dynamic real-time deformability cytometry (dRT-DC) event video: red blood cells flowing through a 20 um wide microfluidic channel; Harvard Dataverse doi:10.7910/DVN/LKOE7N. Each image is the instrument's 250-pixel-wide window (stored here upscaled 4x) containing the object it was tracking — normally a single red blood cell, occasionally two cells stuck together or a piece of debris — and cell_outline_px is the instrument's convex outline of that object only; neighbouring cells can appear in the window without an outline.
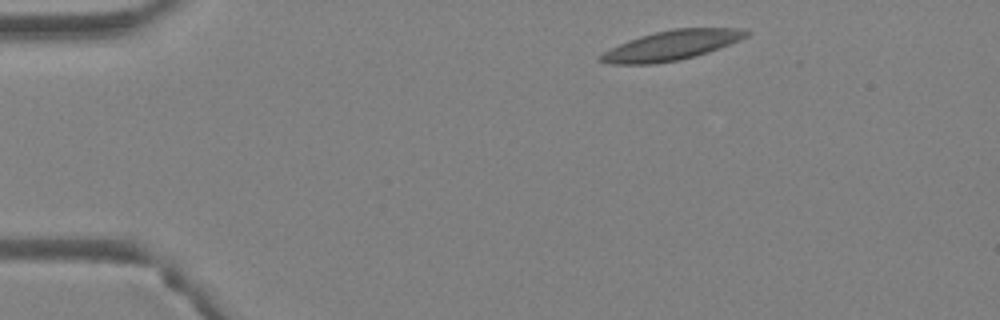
{"species": "Egyptian fruit bat (a non-hibernating species)", "species_latin": "Rousettus aegyptiacus", "temperature_condition": "warm", "stored_images_in_passage": 3, "camera_frame_rate_fps": 3000, "um_per_image_px": 0.085, "animal": {"sex": "female"}, "frame": {"image": 1, "passage_image": 1, "time_ms": 0.0, "image_size_px": [1000, 320], "cell_outline_px": [[752, 32], [748, 36], [740, 40], [708, 52], [696, 56], [680, 60], [652, 64], [612, 64], [600, 60], [596, 56], [628, 40], [640, 36], [672, 28], [744, 28]], "centroid_in_image_um": [57.12, 3.85], "position_along_channel_um": 27.9, "area_um2": 25.2}}
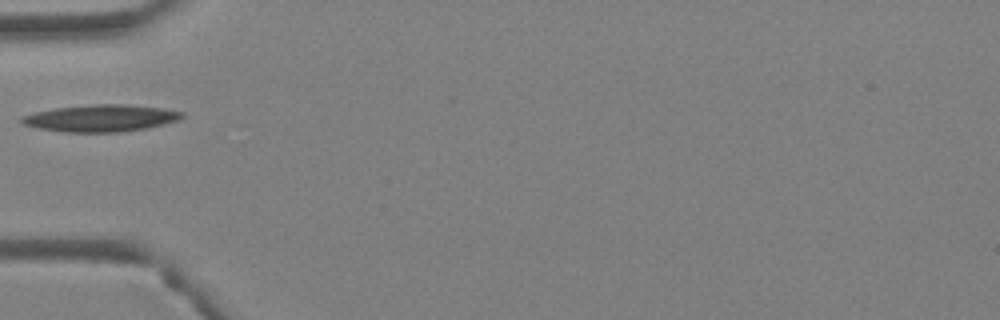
{"frame": {"image": 2, "passage_image": 3, "time_ms": 0.667, "image_size_px": [1000, 320], "cell_outline_px": [[184, 116], [180, 120], [148, 128], [124, 132], [64, 132], [40, 128], [24, 124], [20, 120], [20, 116], [36, 112], [56, 108], [92, 104], [124, 104], [164, 108], [184, 112]], "centroid_in_image_um": [8.63, 10.04], "position_along_channel_um": 76.4, "area_um2": 25.26}}